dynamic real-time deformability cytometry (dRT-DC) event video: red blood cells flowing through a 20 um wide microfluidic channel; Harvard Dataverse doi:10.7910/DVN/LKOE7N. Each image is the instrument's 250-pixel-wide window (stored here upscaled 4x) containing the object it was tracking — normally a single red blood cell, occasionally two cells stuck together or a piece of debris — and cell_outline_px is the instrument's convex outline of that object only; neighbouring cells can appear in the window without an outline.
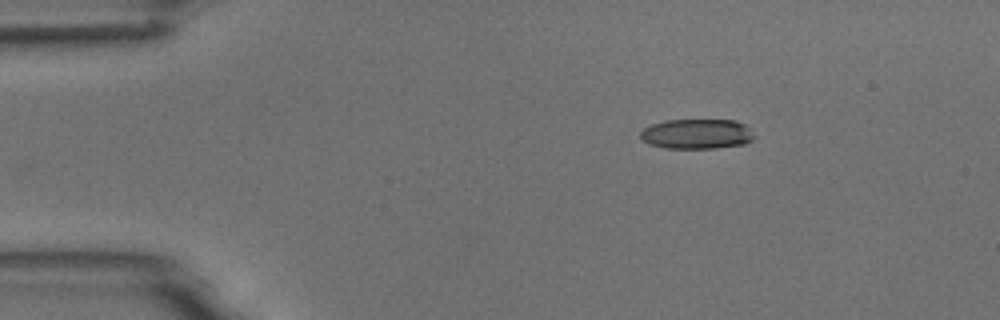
{"species": "common noctule bat (a hibernating species)", "species_latin": "Nyctalus noctula", "temperature_condition": "room temperature", "stored_images_in_passage": 3, "camera_frame_rate_fps": 3000, "um_per_image_px": 0.085, "animal": {"sex": "male", "body_mass_g": 18.8}, "frame": {"image": 1, "passage_image": 1, "time_ms": 0.0, "image_size_px": [1000, 320], "cell_outline_px": [[756, 136], [752, 140], [744, 144], [716, 148], [664, 148], [648, 144], [640, 136], [640, 132], [644, 128], [652, 124], [664, 120], [736, 120], [744, 124]], "centroid_in_image_um": [59.23, 11.38], "position_along_channel_um": 25.8, "area_um2": 19.94}}